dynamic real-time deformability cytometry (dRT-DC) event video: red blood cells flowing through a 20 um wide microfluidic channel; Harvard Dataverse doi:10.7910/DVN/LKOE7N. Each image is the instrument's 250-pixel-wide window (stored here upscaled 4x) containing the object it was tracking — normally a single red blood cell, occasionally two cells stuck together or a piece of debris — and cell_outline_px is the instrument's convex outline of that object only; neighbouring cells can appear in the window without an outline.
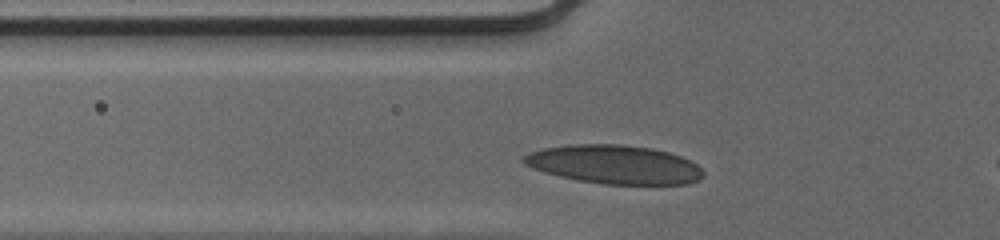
{"species": "human", "species_latin": "Homo sapiens", "temperature_condition": "cold", "stored_images_in_passage": 9, "camera_frame_rate_fps": 3000, "um_per_image_px": 0.085, "donor": {"sex": "male"}, "frame": {"image": 1, "passage_image": 7, "time_ms": 2.0, "image_size_px": [1000, 240], "cell_outline_px": [[704, 176], [700, 180], [688, 184], [604, 184], [576, 180], [544, 172], [532, 168], [524, 164], [520, 160], [524, 156], [532, 152], [544, 148], [568, 144], [620, 144], [652, 148], [668, 152], [680, 156], [696, 164], [704, 172]], "centroid_in_image_um": [52.22, 13.98], "position_along_channel_um": 73.6, "area_um2": 40.58}}